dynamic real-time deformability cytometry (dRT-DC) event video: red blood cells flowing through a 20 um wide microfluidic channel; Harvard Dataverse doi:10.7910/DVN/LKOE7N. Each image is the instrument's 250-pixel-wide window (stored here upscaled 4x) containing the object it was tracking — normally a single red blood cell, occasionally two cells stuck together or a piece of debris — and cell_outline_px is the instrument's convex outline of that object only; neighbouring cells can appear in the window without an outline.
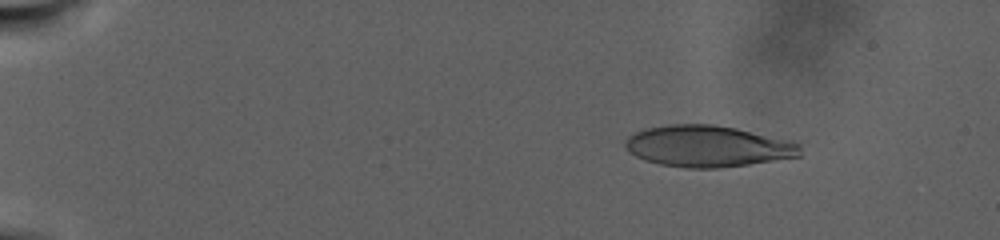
{"species": "human", "species_latin": "Homo sapiens", "temperature_condition": "warm", "stored_images_in_passage": 101, "camera_frame_rate_fps": 3000, "um_per_image_px": 0.085, "donor": {"sex": "male"}, "frame": {"image": 1, "passage_image": 6, "time_ms": 1.667, "image_size_px": [1000, 240], "cell_outline_px": [[800, 156], [748, 164], [716, 168], [688, 168], [660, 164], [644, 160], [628, 152], [624, 144], [628, 136], [644, 128], [668, 124], [712, 124], [736, 128], [792, 140], [800, 144]], "centroid_in_image_um": [60.14, 12.42], "position_along_channel_um": 24.9, "area_um2": 42.25}}
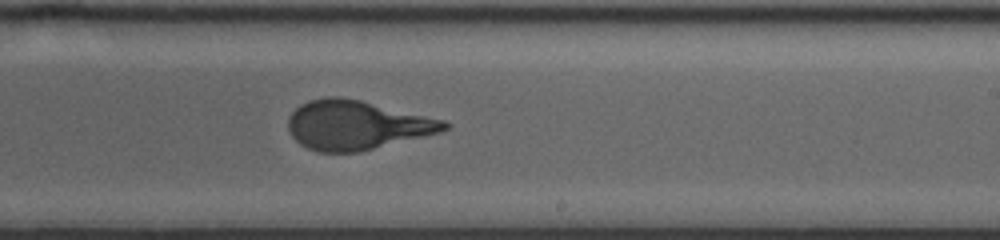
{"frame": {"image": 2, "passage_image": 56, "time_ms": 17.667, "image_size_px": [1000, 240], "cell_outline_px": [[452, 124], [448, 128], [440, 132], [360, 152], [320, 152], [308, 148], [300, 144], [292, 136], [288, 128], [288, 116], [300, 104], [308, 100], [324, 96], [340, 96], [360, 100], [444, 120]], "centroid_in_image_um": [30.28, 10.62], "position_along_channel_um": 258.7, "area_um2": 44.68}}
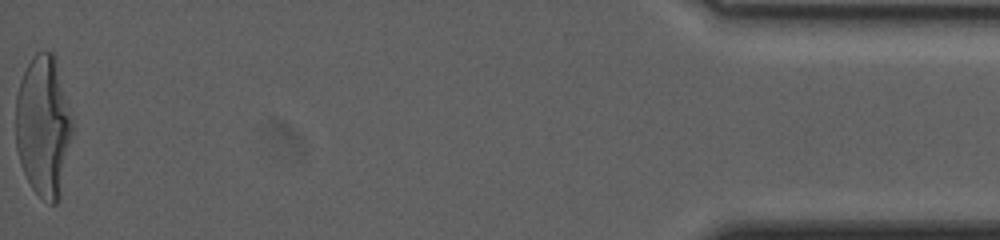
{"frame": {"image": 3, "passage_image": 101, "time_ms": 29.0, "image_size_px": [1000, 240], "cell_outline_px": [[72, 132], [60, 196], [56, 204], [48, 204], [32, 188], [20, 164], [16, 148], [16, 96], [20, 80], [32, 56], [36, 52], [52, 52], [56, 56], [72, 120]], "centroid_in_image_um": [3.68, 10.71], "position_along_channel_um": 431.5, "area_um2": 46.47}, "authors_computed_cell_mechanics": {"area_um2": 44.1014, "velocity_mm_per_s": 2.242, "shape_relaxation_time_tau1_ms": 7.6238, "shape_relaxation_time_tau2_ms": null, "deformation_change_tau1": 0.2669, "deformation_change_tau2": null}}